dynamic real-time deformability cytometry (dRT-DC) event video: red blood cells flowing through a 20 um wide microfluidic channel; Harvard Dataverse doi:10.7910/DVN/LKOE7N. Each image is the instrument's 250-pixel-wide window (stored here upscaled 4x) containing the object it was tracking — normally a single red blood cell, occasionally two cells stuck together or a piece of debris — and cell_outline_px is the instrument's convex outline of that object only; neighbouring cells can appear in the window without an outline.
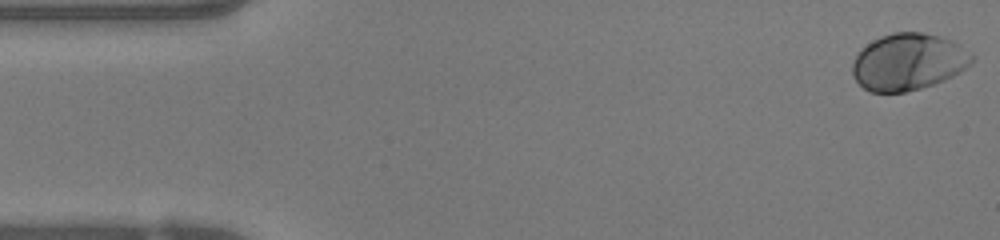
{"species": "human", "species_latin": "Homo sapiens", "temperature_condition": "warm", "stored_images_in_passage": 49, "camera_frame_rate_fps": 3000, "um_per_image_px": 0.085, "donor": {"sex": "female"}, "frame": {"image": 1, "passage_image": 1, "time_ms": 0.0, "image_size_px": [1000, 240], "cell_outline_px": [[976, 56], [972, 64], [960, 72], [944, 80], [920, 88], [904, 92], [872, 92], [864, 88], [852, 76], [852, 64], [860, 48], [872, 40], [880, 36], [892, 32], [924, 32], [940, 36], [952, 40], [960, 44]], "centroid_in_image_um": [77.22, 5.24], "position_along_channel_um": 7.8, "area_um2": 39.94}}
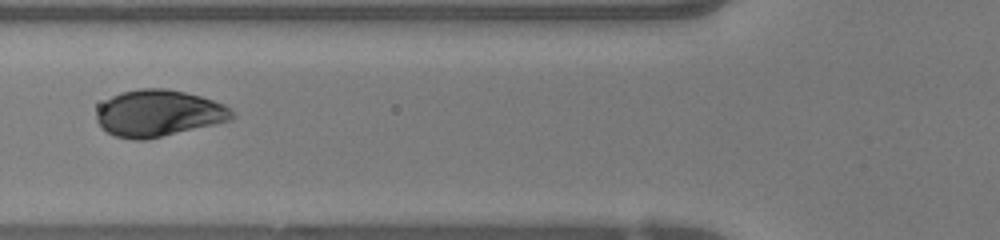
{"frame": {"image": 2, "passage_image": 18, "time_ms": 5.667, "image_size_px": [1000, 240], "cell_outline_px": [[236, 116], [228, 120], [212, 124], [144, 140], [132, 140], [116, 136], [108, 132], [96, 120], [96, 112], [112, 96], [120, 92], [140, 88], [164, 88], [184, 92], [200, 96], [224, 104], [232, 108], [236, 112]], "centroid_in_image_um": [13.49, 9.61], "position_along_channel_um": 112.3, "area_um2": 36.3}}
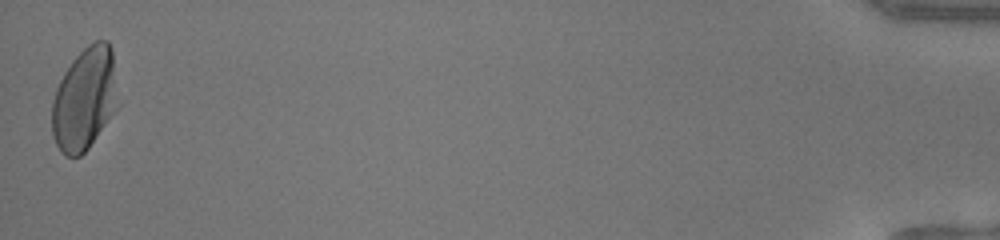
{"frame": {"image": 3, "passage_image": 49, "time_ms": 16.0, "image_size_px": [1000, 240], "cell_outline_px": [[120, 104], [88, 148], [80, 156], [64, 156], [60, 152], [52, 136], [52, 100], [56, 88], [64, 72], [72, 60], [88, 44], [96, 40], [108, 40], [112, 48]], "centroid_in_image_um": [7.21, 8.4], "position_along_channel_um": 428.0, "area_um2": 40.0}, "authors_computed_cell_mechanics": {"area_um2": 37.281, "velocity_mm_per_s": 4.0621, "shape_relaxation_time_tau1_ms": 1.7084, "shape_relaxation_time_tau2_ms": null, "deformation_change_tau1": 0.1337, "deformation_change_tau2": null}}